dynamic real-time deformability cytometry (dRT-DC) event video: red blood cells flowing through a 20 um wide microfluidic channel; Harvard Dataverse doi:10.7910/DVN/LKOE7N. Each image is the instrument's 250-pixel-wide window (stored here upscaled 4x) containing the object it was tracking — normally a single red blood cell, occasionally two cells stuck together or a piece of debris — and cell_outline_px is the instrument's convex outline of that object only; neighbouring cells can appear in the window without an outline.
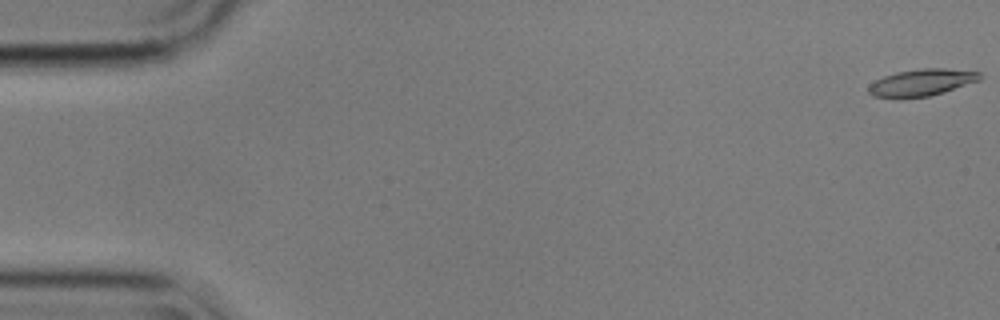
{"species": "common noctule bat (a hibernating species)", "species_latin": "Nyctalus noctula", "temperature_condition": "cold", "stored_images_in_passage": 53, "camera_frame_rate_fps": 3000, "um_per_image_px": 0.085, "animal": {"sex": "male", "body_mass_g": 17.9}, "frame": {"image": 1, "passage_image": 1, "time_ms": 0.0, "image_size_px": [1000, 320], "cell_outline_px": [[980, 80], [944, 92], [928, 96], [900, 100], [896, 100], [872, 96], [868, 92], [868, 84], [884, 76], [896, 72], [920, 68], [944, 68], [980, 72]], "centroid_in_image_um": [78.25, 7.04], "position_along_channel_um": 6.7, "area_um2": 17.86}}
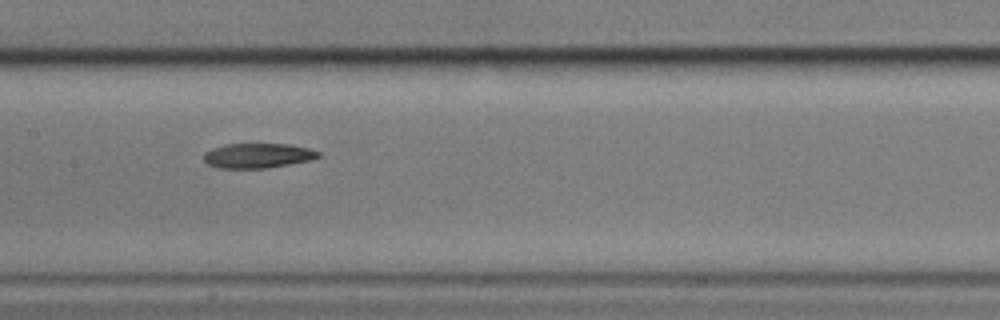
{"frame": {"image": 2, "passage_image": 28, "time_ms": 9.0, "image_size_px": [1000, 320], "cell_outline_px": [[320, 156], [308, 160], [268, 168], [216, 168], [208, 164], [204, 160], [204, 152], [212, 148], [224, 144], [288, 144], [308, 148], [320, 152]], "centroid_in_image_um": [21.86, 13.22], "position_along_channel_um": 185.5, "area_um2": 16.47}}
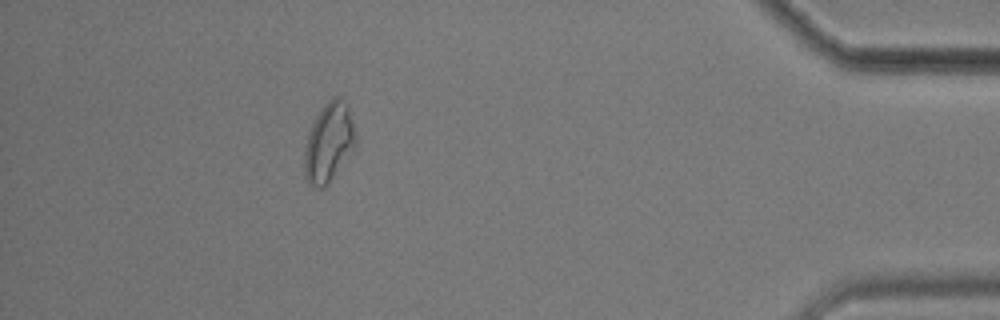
{"frame": {"image": 3, "passage_image": 51, "time_ms": 16.667, "image_size_px": [1000, 320], "cell_outline_px": [[356, 148], [328, 184], [324, 188], [316, 188], [308, 184], [304, 176], [304, 152], [308, 132], [316, 116], [324, 104], [332, 96], [336, 96], [344, 100], [348, 108], [356, 136]], "centroid_in_image_um": [27.94, 12.15], "position_along_channel_um": 407.3, "area_um2": 23.87}}